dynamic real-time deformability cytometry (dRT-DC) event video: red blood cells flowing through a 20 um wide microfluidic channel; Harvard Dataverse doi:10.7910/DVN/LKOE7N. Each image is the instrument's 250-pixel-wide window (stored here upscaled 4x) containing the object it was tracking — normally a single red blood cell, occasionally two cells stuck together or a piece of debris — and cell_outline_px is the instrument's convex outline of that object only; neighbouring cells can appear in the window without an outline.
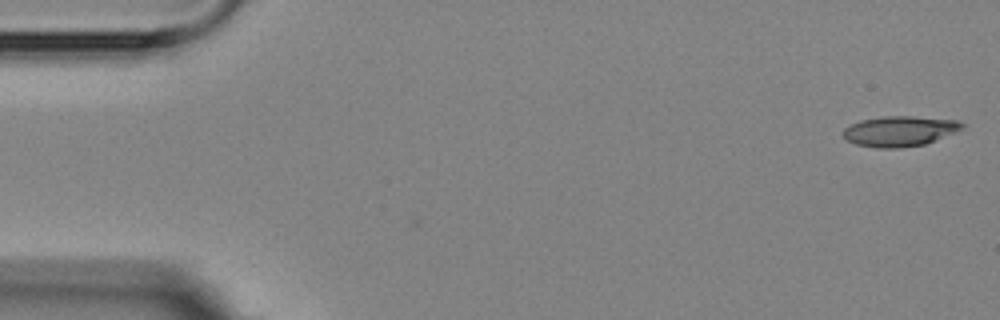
{"species": "Egyptian fruit bat (a non-hibernating species)", "species_latin": "Rousettus aegyptiacus", "temperature_condition": "room temperature", "stored_images_in_passage": 2, "camera_frame_rate_fps": 3000, "um_per_image_px": 0.085, "animal": {"sex": "female"}, "frame": {"image": 1, "passage_image": 2, "time_ms": 1.0, "image_size_px": [1000, 320], "cell_outline_px": [[964, 128], [924, 144], [896, 148], [876, 148], [856, 144], [848, 140], [844, 136], [844, 128], [860, 120], [884, 116], [912, 116], [956, 120], [964, 124]], "centroid_in_image_um": [76.46, 11.14], "position_along_channel_um": 8.5, "area_um2": 20.69}}